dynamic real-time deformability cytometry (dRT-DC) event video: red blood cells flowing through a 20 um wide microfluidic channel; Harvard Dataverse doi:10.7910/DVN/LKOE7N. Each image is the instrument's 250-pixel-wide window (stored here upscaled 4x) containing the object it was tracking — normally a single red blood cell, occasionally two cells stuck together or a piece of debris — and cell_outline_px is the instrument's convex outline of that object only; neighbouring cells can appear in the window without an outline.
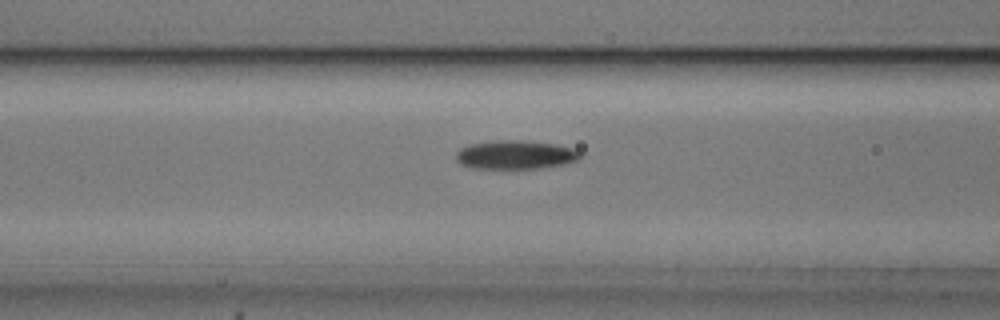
{"species": "common noctule bat (a hibernating species)", "species_latin": "Nyctalus noctula", "temperature_condition": "cold", "stored_images_in_passage": 55, "camera_frame_rate_fps": 3000, "um_per_image_px": 0.085, "animal": {"sex": "male", "body_mass_g": 20.5, "forearm_length_mm": 52.5}, "frame": {"image": 1, "passage_image": 22, "time_ms": 7.0, "image_size_px": [1000, 320], "cell_outline_px": [[584, 156], [580, 160], [564, 164], [540, 168], [472, 168], [460, 164], [456, 160], [456, 152], [460, 148], [468, 144], [496, 140], [520, 140], [556, 144], [572, 148], [580, 152]], "centroid_in_image_um": [43.82, 13.15], "position_along_channel_um": 122.8, "area_um2": 20.98}}
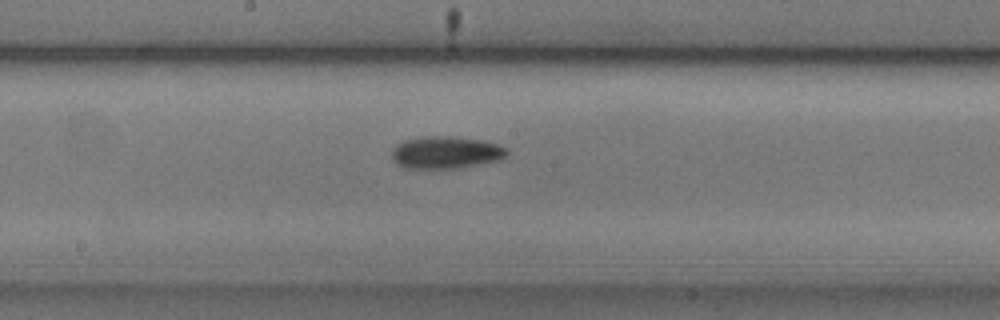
{"frame": {"image": 2, "passage_image": 29, "time_ms": 9.333, "image_size_px": [1000, 320], "cell_outline_px": [[508, 152], [500, 160], [456, 168], [404, 168], [396, 164], [392, 160], [392, 148], [396, 144], [404, 140], [424, 136], [448, 136], [484, 140], [508, 148]], "centroid_in_image_um": [37.86, 12.95], "position_along_channel_um": 210.3, "area_um2": 21.73}}
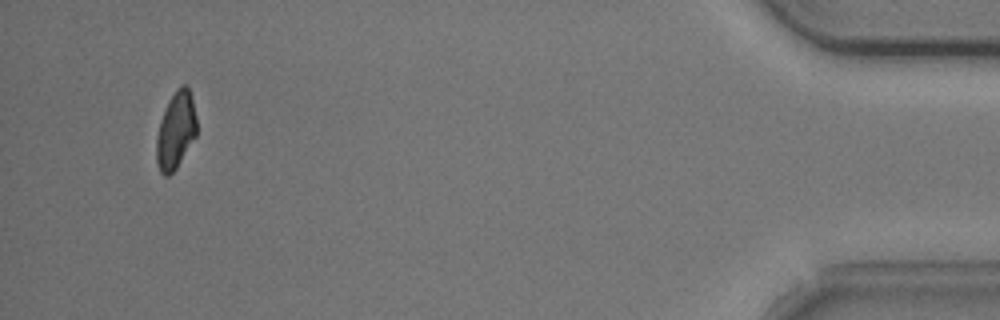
{"frame": {"image": 3, "passage_image": 52, "time_ms": 17.0, "image_size_px": [1000, 320], "cell_outline_px": [[196, 136], [176, 168], [168, 176], [164, 176], [160, 172], [156, 160], [156, 140], [160, 120], [168, 100], [176, 88], [180, 84], [188, 84], [192, 96], [196, 116]], "centroid_in_image_um": [14.94, 11.04], "position_along_channel_um": 420.3, "area_um2": 18.26}, "authors_computed_cell_mechanics": {"area_um2": 19.7098, "velocity_mm_per_s": 3.7427, "shape_relaxation_time_tau1_ms": 3.2156, "shape_relaxation_time_tau2_ms": null, "deformation_change_tau1": 0.1303, "deformation_change_tau2": null}}